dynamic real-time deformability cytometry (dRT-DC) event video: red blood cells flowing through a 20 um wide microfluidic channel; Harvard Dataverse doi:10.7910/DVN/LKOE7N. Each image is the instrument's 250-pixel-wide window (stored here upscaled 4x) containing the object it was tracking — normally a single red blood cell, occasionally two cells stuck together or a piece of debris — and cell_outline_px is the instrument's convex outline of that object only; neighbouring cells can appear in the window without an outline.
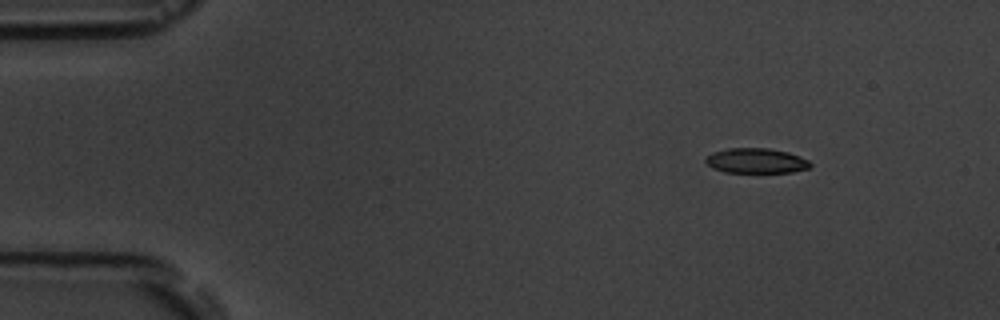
{"species": "common noctule bat (a hibernating species)", "species_latin": "Nyctalus noctula", "temperature_condition": "room temperature", "stored_images_in_passage": 4, "camera_frame_rate_fps": 3000, "um_per_image_px": 0.085, "animal": {"sex": "male", "body_mass_g": 19.5, "forearm_length_mm": 54.6}, "frame": {"image": 1, "passage_image": 2, "time_ms": 1.0, "image_size_px": [1000, 320], "cell_outline_px": [[812, 164], [808, 168], [792, 172], [724, 172], [712, 168], [704, 160], [712, 152], [728, 148], [768, 148], [788, 152], [808, 160]], "centroid_in_image_um": [64.25, 13.66], "position_along_channel_um": 20.7, "area_um2": 15.14}}